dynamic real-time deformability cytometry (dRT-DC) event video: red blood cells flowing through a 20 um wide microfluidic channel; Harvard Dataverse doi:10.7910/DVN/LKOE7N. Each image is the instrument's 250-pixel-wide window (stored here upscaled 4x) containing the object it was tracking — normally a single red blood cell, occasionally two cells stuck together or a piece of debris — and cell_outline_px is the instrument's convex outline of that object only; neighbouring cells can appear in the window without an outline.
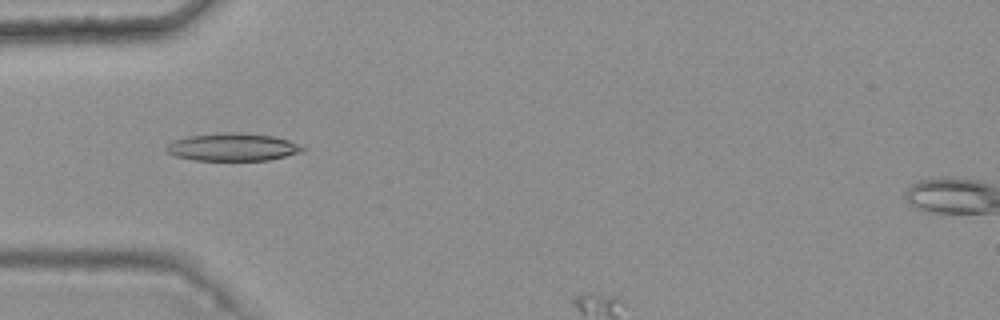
{"species": "common noctule bat (a hibernating species)", "species_latin": "Nyctalus noctula", "temperature_condition": "warm", "stored_images_in_passage": 3, "camera_frame_rate_fps": 3000, "um_per_image_px": 0.085, "animal": {"sex": "female", "body_mass_g": 25.1}, "frame": {"image": 1, "passage_image": 2, "time_ms": 0.333, "image_size_px": [1000, 320], "cell_outline_px": [[308, 148], [304, 152], [268, 160], [192, 160], [176, 156], [168, 152], [164, 148], [172, 140], [188, 136], [228, 132], [240, 132], [272, 136], [288, 140]], "centroid_in_image_um": [19.8, 12.5], "position_along_channel_um": 65.2, "area_um2": 22.08}}